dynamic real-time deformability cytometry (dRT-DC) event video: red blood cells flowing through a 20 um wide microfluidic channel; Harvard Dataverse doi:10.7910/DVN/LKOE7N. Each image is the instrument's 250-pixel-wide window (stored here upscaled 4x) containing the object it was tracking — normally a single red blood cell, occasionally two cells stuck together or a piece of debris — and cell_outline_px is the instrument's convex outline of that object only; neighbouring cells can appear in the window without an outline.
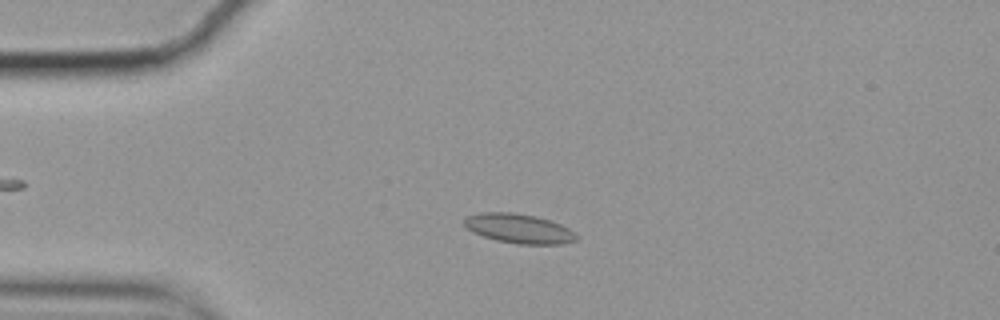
{"species": "common noctule bat (a hibernating species)", "species_latin": "Nyctalus noctula", "temperature_condition": "cold", "stored_images_in_passage": 49, "camera_frame_rate_fps": 3000, "um_per_image_px": 0.085, "animal": {"sex": "female", "body_mass_g": 19.9}, "frame": {"image": 1, "passage_image": 13, "time_ms": 4.0, "image_size_px": [1000, 320], "cell_outline_px": [[580, 236], [576, 240], [560, 244], [516, 244], [496, 240], [472, 232], [464, 224], [464, 220], [468, 216], [480, 212], [512, 212], [536, 216], [560, 224], [568, 228]], "centroid_in_image_um": [44.12, 19.43], "position_along_channel_um": 40.9, "area_um2": 19.19}}
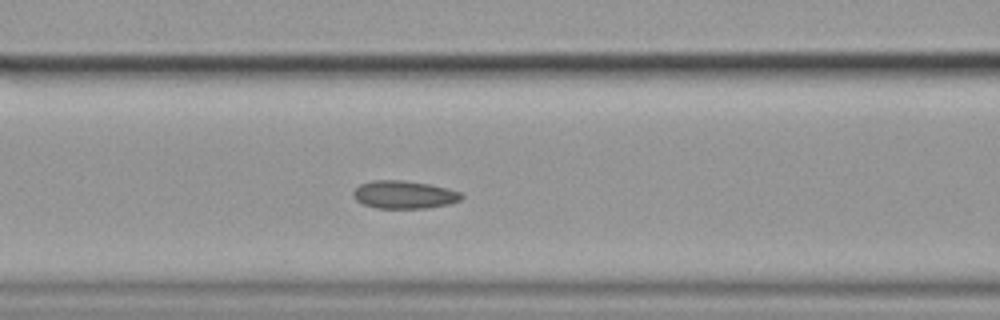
{"frame": {"image": 2, "passage_image": 23, "time_ms": 7.333, "image_size_px": [1000, 320], "cell_outline_px": [[464, 196], [460, 200], [448, 204], [428, 208], [376, 208], [364, 204], [356, 200], [352, 196], [352, 192], [360, 184], [372, 180], [404, 180], [428, 184], [448, 188], [460, 192]], "centroid_in_image_um": [34.34, 16.54], "position_along_channel_um": 132.3, "area_um2": 17.63}}
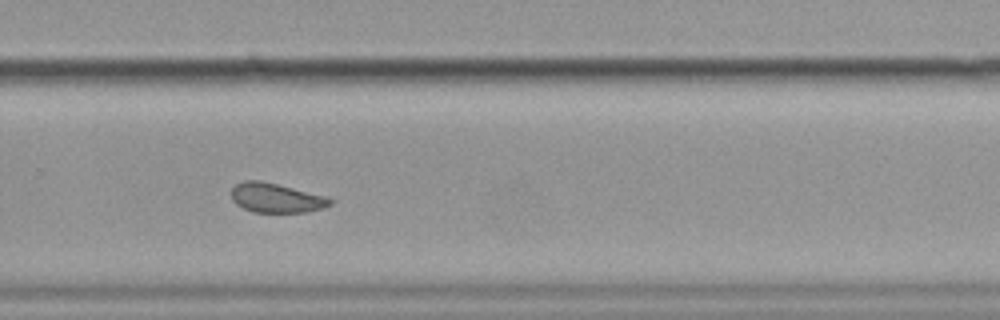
{"frame": {"image": 3, "passage_image": 38, "time_ms": 12.333, "image_size_px": [1000, 320], "cell_outline_px": [[332, 204], [324, 208], [308, 212], [252, 212], [236, 204], [232, 200], [232, 188], [236, 184], [244, 180], [260, 180], [328, 196], [332, 200]], "centroid_in_image_um": [23.5, 16.82], "position_along_channel_um": 306.3, "area_um2": 17.05}, "authors_computed_cell_mechanics": {"area_um2": 17.8024, "velocity_mm_per_s": 3.4939, "shape_relaxation_time_tau1_ms": null, "shape_relaxation_time_tau2_ms": 2.4589, "deformation_change_tau1": null, "deformation_change_tau2": 0.0747}}